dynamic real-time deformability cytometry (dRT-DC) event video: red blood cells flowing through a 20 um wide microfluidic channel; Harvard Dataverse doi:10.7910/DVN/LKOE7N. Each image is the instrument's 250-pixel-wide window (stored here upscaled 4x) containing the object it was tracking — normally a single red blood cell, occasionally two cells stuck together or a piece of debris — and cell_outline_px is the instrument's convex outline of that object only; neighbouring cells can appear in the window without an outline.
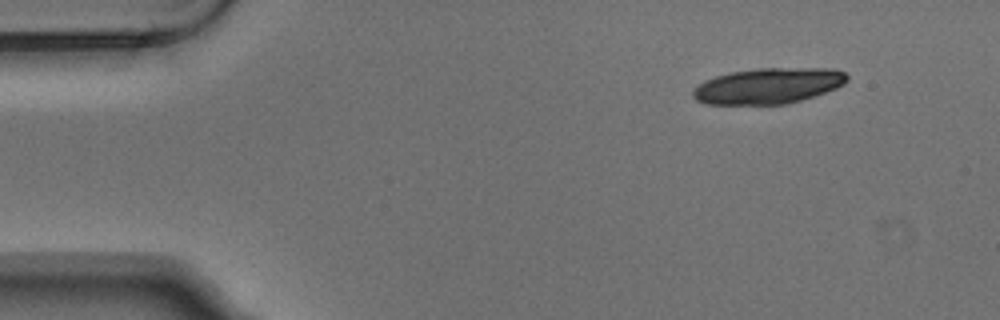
{"species": "Egyptian fruit bat (a non-hibernating species)", "species_latin": "Rousettus aegyptiacus", "temperature_condition": "warm", "stored_images_in_passage": 4, "camera_frame_rate_fps": 3000, "um_per_image_px": 0.085, "animal": {"sex": "male"}, "frame": {"image": 1, "passage_image": 1, "time_ms": 0.0, "image_size_px": [1000, 320], "cell_outline_px": [[848, 80], [844, 84], [836, 88], [800, 100], [784, 104], [704, 104], [696, 100], [692, 96], [692, 92], [704, 80], [716, 76], [732, 72], [756, 68], [832, 68], [844, 72], [848, 76]], "centroid_in_image_um": [65.3, 7.29], "position_along_channel_um": 19.7, "area_um2": 31.96}}
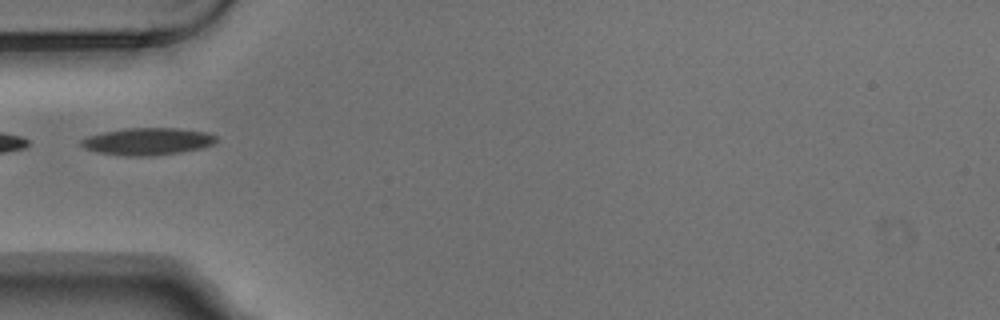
{"frame": {"image": 2, "passage_image": 4, "time_ms": 1.0, "image_size_px": [1000, 320], "cell_outline_px": [[216, 140], [212, 144], [200, 148], [180, 152], [148, 156], [124, 156], [96, 152], [84, 148], [80, 144], [80, 140], [88, 136], [104, 132], [124, 128], [176, 128], [208, 132], [216, 136]], "centroid_in_image_um": [12.51, 12.02], "position_along_channel_um": 72.5, "area_um2": 21.33}}